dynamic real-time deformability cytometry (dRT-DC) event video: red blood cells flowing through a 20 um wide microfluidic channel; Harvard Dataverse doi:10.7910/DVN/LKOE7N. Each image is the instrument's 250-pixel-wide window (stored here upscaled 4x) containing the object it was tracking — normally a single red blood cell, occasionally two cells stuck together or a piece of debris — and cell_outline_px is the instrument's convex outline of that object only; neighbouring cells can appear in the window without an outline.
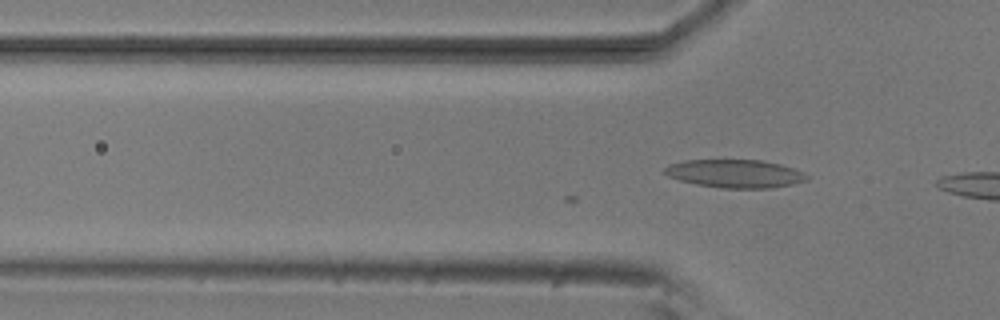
{"species": "common noctule bat (a hibernating species)", "species_latin": "Nyctalus noctula", "temperature_condition": "room temperature", "stored_images_in_passage": 4, "camera_frame_rate_fps": 3000, "um_per_image_px": 0.085, "animal": {"sex": "male", "body_mass_g": 20.5, "forearm_length_mm": 52.5}, "frame": {"image": 1, "passage_image": 4, "time_ms": 1.0, "image_size_px": [1000, 320], "cell_outline_px": [[808, 180], [792, 184], [772, 188], [720, 188], [696, 184], [680, 180], [668, 176], [664, 172], [664, 168], [668, 164], [684, 160], [760, 160], [780, 164], [804, 172], [808, 176]], "centroid_in_image_um": [62.47, 14.76], "position_along_channel_um": 63.3, "area_um2": 23.35}}